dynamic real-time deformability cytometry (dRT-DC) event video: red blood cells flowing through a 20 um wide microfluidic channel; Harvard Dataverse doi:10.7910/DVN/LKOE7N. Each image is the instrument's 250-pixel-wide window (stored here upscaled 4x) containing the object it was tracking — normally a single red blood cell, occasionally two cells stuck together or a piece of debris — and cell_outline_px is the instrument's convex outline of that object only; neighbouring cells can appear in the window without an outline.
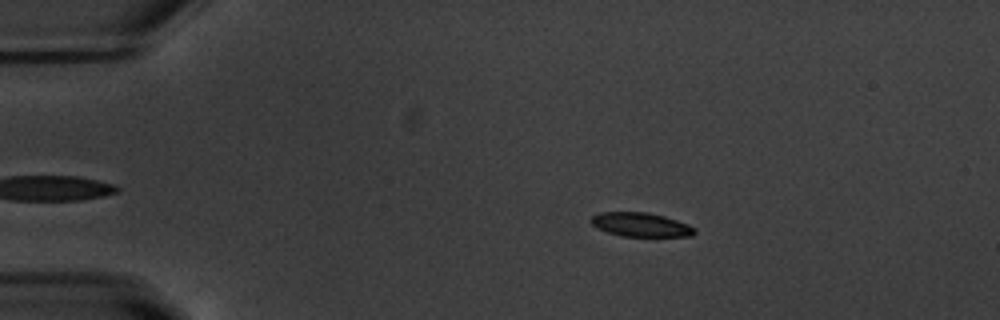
{"species": "common noctule bat (a hibernating species)", "species_latin": "Nyctalus noctula", "temperature_condition": "warm", "stored_images_in_passage": 46, "camera_frame_rate_fps": 3000, "um_per_image_px": 0.085, "animal": {"sex": "male", "body_mass_g": 20.1, "forearm_length_mm": 53.5}, "frame": {"image": 1, "passage_image": 10, "time_ms": 3.0, "image_size_px": [1000, 320], "cell_outline_px": [[696, 232], [692, 236], [620, 236], [596, 228], [588, 220], [592, 216], [600, 212], [648, 212], [664, 216], [688, 224], [696, 228]], "centroid_in_image_um": [54.44, 19.09], "position_along_channel_um": 30.6, "area_um2": 14.57}}
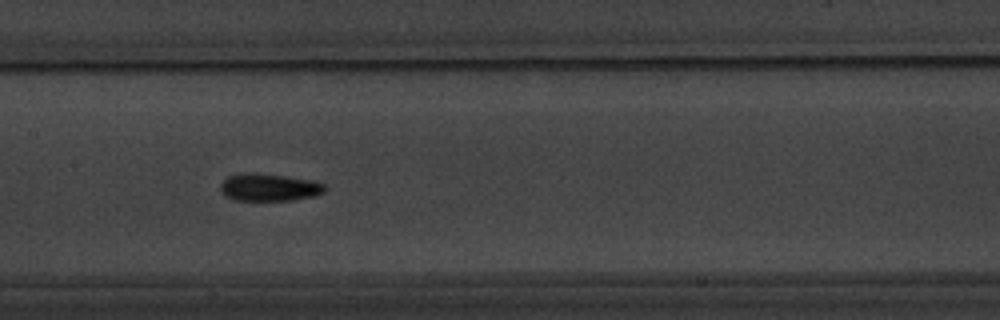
{"frame": {"image": 2, "passage_image": 27, "time_ms": 8.667, "image_size_px": [1000, 320], "cell_outline_px": [[324, 192], [316, 196], [292, 200], [232, 200], [224, 196], [220, 192], [220, 184], [228, 176], [244, 172], [256, 172], [316, 180], [324, 184]], "centroid_in_image_um": [22.85, 15.91], "position_along_channel_um": 184.5, "area_um2": 17.05}}
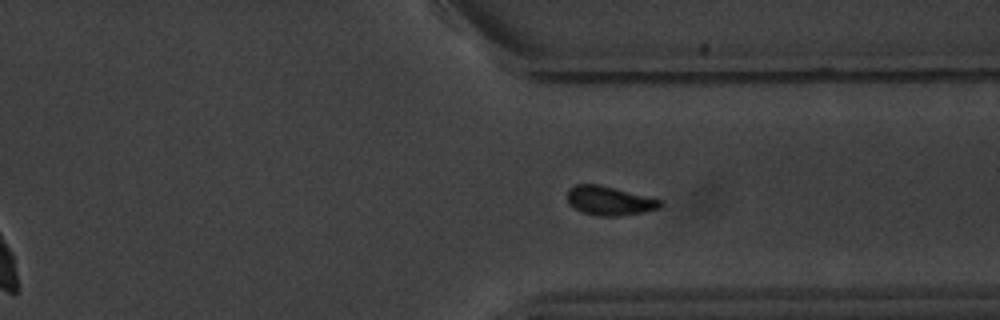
{"frame": {"image": 3, "passage_image": 41, "time_ms": 13.333, "image_size_px": [1000, 320], "cell_outline_px": [[664, 204], [660, 208], [644, 212], [616, 216], [600, 216], [580, 212], [568, 204], [568, 188], [576, 184], [600, 184], [664, 200]], "centroid_in_image_um": [51.82, 17.06], "position_along_channel_um": 359.6, "area_um2": 16.01}, "authors_computed_cell_mechanics": {"area_um2": 15.7216, "velocity_mm_per_s": 3.7591, "shape_relaxation_time_tau1_ms": 2.1677, "shape_relaxation_time_tau2_ms": 3.8325, "deformation_change_tau1": 0.1323, "deformation_change_tau2": 0.0839}}